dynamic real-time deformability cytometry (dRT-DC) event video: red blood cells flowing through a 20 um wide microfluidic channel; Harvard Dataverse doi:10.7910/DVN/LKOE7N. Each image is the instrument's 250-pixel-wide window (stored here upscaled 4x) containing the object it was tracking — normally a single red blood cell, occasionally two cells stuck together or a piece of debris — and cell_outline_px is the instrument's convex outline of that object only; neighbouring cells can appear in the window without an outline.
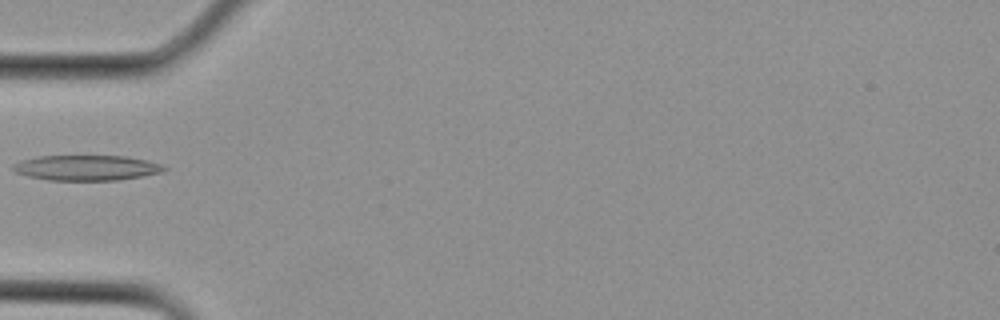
{"species": "Egyptian fruit bat (a non-hibernating species)", "species_latin": "Rousettus aegyptiacus", "temperature_condition": "cold", "stored_images_in_passage": 1, "camera_frame_rate_fps": 3000, "um_per_image_px": 0.085, "animal": {"sex": "female"}, "frame": {"image": 1, "passage_image": 1, "time_ms": 0.0, "image_size_px": [1000, 320], "cell_outline_px": [[168, 168], [160, 172], [144, 176], [116, 180], [48, 180], [28, 176], [16, 172], [12, 168], [12, 164], [20, 160], [36, 156], [128, 156], [164, 164]], "centroid_in_image_um": [7.36, 14.25], "position_along_channel_um": 77.6, "area_um2": 22.37}}